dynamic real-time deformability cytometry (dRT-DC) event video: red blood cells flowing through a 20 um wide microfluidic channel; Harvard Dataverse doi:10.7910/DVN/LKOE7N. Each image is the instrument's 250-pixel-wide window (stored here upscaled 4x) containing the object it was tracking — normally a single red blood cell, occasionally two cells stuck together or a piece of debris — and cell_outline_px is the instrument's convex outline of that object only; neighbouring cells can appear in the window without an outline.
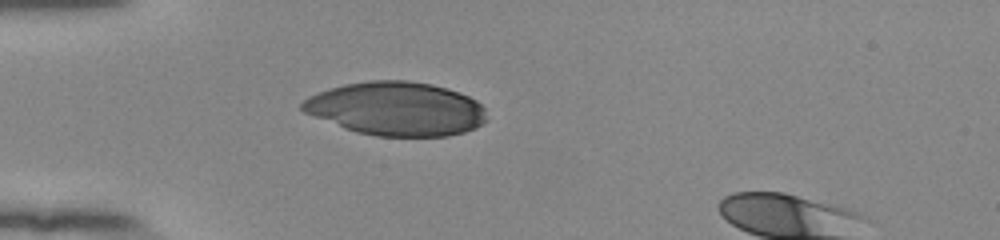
{"species": "human", "species_latin": "Homo sapiens", "temperature_condition": "room temperature", "stored_images_in_passage": 30, "camera_frame_rate_fps": 3000, "um_per_image_px": 0.085, "donor": {"sex": "female"}, "frame": {"image": 1, "passage_image": 1, "time_ms": 0.0, "image_size_px": [1000, 240], "cell_outline_px": [[488, 120], [484, 124], [476, 128], [464, 132], [448, 136], [376, 136], [356, 132], [344, 128], [304, 112], [300, 108], [300, 104], [308, 96], [344, 84], [368, 80], [404, 80], [432, 84], [448, 88], [460, 92], [476, 100], [484, 108]], "centroid_in_image_um": [33.72, 9.24], "position_along_channel_um": 51.3, "area_um2": 57.86}}